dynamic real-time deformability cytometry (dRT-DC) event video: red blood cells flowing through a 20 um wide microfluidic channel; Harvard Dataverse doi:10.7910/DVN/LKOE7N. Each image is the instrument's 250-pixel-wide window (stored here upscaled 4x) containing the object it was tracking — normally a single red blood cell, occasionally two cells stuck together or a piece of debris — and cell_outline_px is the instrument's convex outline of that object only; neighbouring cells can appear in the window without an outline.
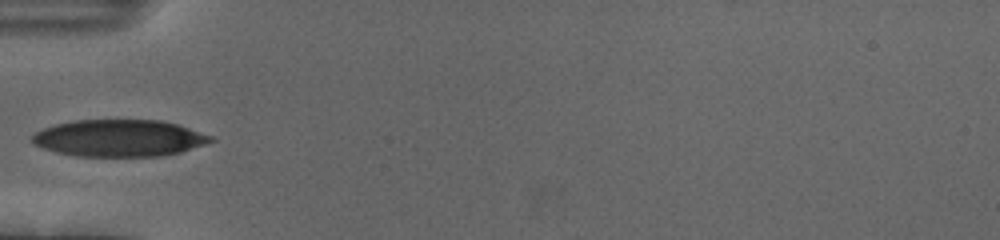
{"species": "human", "species_latin": "Homo sapiens", "temperature_condition": "cold", "stored_images_in_passage": 29, "camera_frame_rate_fps": 3000, "um_per_image_px": 0.085, "donor": {"sex": "female"}, "frame": {"image": 1, "passage_image": 1, "time_ms": 0.0, "image_size_px": [1000, 240], "cell_outline_px": [[216, 140], [180, 152], [160, 156], [76, 156], [56, 152], [32, 144], [32, 136], [36, 132], [44, 128], [56, 124], [76, 120], [160, 120], [180, 124], [212, 136]], "centroid_in_image_um": [10.15, 11.73], "position_along_channel_um": 74.9, "area_um2": 38.38}}
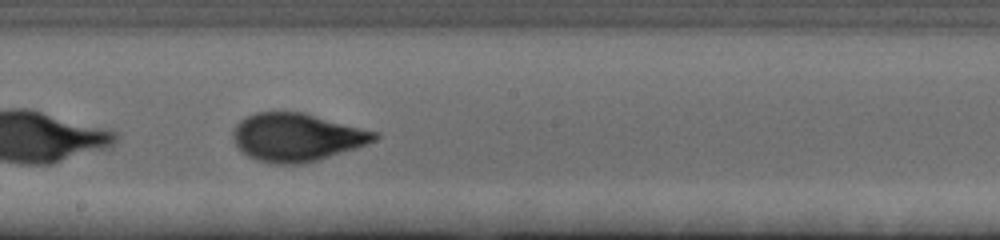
{"frame": {"image": 2, "passage_image": 13, "time_ms": 4.0, "image_size_px": [1000, 240], "cell_outline_px": [[380, 136], [376, 140], [368, 144], [320, 160], [304, 164], [272, 164], [256, 160], [248, 156], [236, 144], [232, 136], [232, 132], [236, 124], [240, 120], [256, 112], [304, 112], [380, 132]], "centroid_in_image_um": [25.27, 11.67], "position_along_channel_um": 222.9, "area_um2": 40.0}}
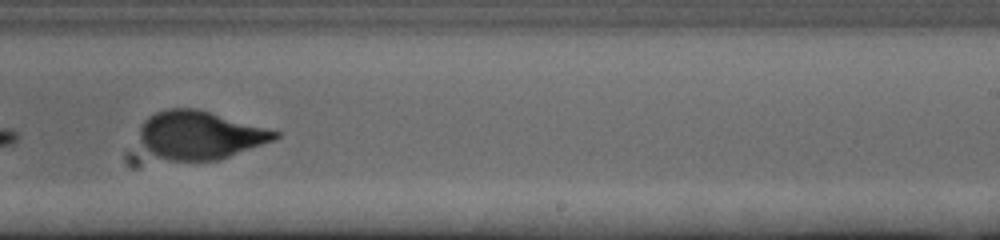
{"frame": {"image": 3, "passage_image": 17, "time_ms": 5.333, "image_size_px": [1000, 240], "cell_outline_px": [[280, 136], [276, 140], [216, 160], [168, 160], [156, 156], [148, 152], [140, 144], [140, 128], [144, 120], [148, 116], [156, 112], [168, 108], [196, 108], [280, 132]], "centroid_in_image_um": [16.96, 11.48], "position_along_channel_um": 272.0, "area_um2": 37.86}, "authors_computed_cell_mechanics": {"area_um2": 38.2636, "velocity_mm_per_s": 3.6911, "shape_relaxation_time_tau1_ms": 3.1089, "shape_relaxation_time_tau2_ms": 0.8759, "deformation_change_tau1": 0.1522, "deformation_change_tau2": 0.0612}}